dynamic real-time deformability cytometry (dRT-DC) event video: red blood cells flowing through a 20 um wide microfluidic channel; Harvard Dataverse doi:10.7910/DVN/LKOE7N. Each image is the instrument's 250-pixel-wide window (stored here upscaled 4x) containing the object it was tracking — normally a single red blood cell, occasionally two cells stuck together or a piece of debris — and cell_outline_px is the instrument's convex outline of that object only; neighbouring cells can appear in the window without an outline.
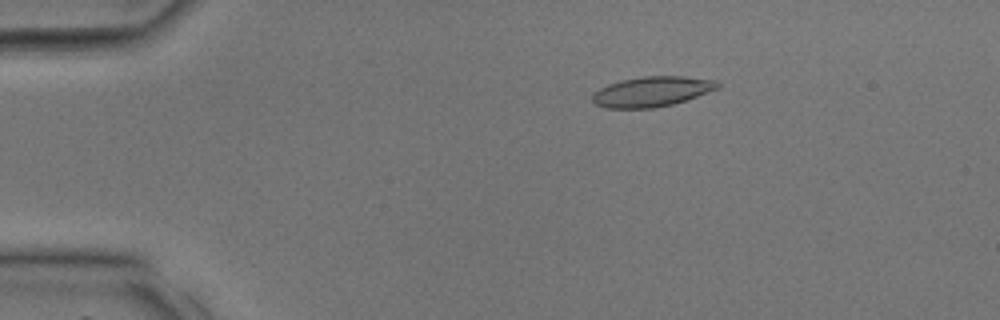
{"species": "common noctule bat (a hibernating species)", "species_latin": "Nyctalus noctula", "temperature_condition": "room temperature", "stored_images_in_passage": 36, "camera_frame_rate_fps": 3000, "um_per_image_px": 0.085, "animal": {"sex": "male", "body_mass_g": 17.9, "forearm_length_mm": 54.2}, "frame": {"image": 1, "passage_image": 7, "time_ms": 2.0, "image_size_px": [1000, 320], "cell_outline_px": [[720, 88], [688, 100], [672, 104], [652, 108], [604, 108], [596, 104], [592, 100], [592, 92], [608, 84], [620, 80], [644, 76], [684, 76], [716, 80], [720, 84]], "centroid_in_image_um": [55.42, 7.78], "position_along_channel_um": 29.6, "area_um2": 22.2}}
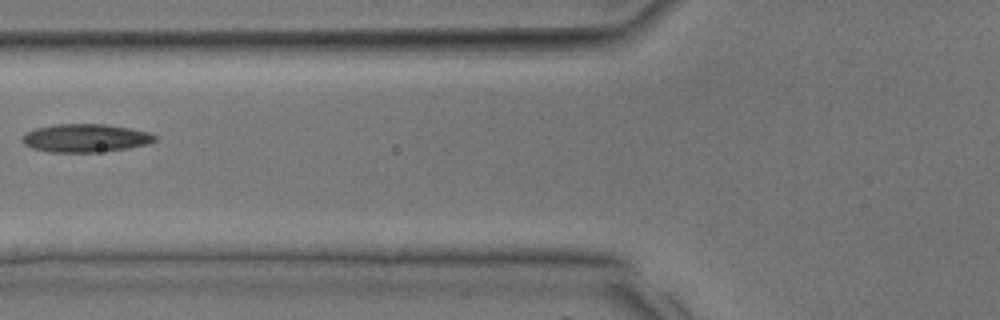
{"frame": {"image": 2, "passage_image": 15, "time_ms": 4.667, "image_size_px": [1000, 320], "cell_outline_px": [[156, 140], [148, 144], [124, 148], [96, 152], [52, 152], [32, 148], [24, 144], [24, 136], [28, 132], [36, 128], [56, 124], [108, 124], [148, 132], [156, 136]], "centroid_in_image_um": [7.28, 11.73], "position_along_channel_um": 118.5, "area_um2": 21.39}}
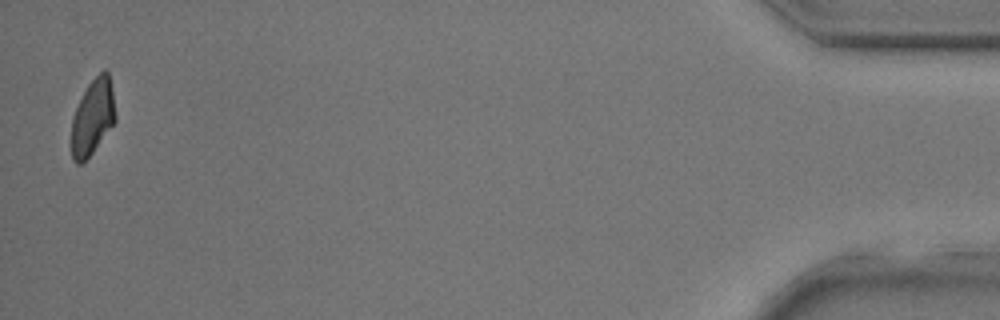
{"frame": {"image": 3, "passage_image": 36, "time_ms": 11.667, "image_size_px": [1000, 320], "cell_outline_px": [[116, 120], [92, 152], [80, 164], [76, 164], [72, 160], [72, 116], [88, 84], [104, 68], [108, 72], [112, 88], [116, 116]], "centroid_in_image_um": [7.88, 9.93], "position_along_channel_um": 427.3, "area_um2": 19.07}}